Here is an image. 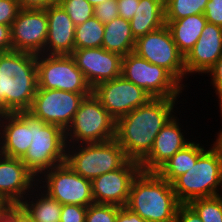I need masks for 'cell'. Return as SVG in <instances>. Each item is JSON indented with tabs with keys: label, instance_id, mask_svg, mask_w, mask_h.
<instances>
[{
	"label": "cell",
	"instance_id": "1",
	"mask_svg": "<svg viewBox=\"0 0 222 222\" xmlns=\"http://www.w3.org/2000/svg\"><path fill=\"white\" fill-rule=\"evenodd\" d=\"M177 100L152 98L116 120L115 140L129 160L140 163L150 153L157 134L174 116Z\"/></svg>",
	"mask_w": 222,
	"mask_h": 222
},
{
	"label": "cell",
	"instance_id": "2",
	"mask_svg": "<svg viewBox=\"0 0 222 222\" xmlns=\"http://www.w3.org/2000/svg\"><path fill=\"white\" fill-rule=\"evenodd\" d=\"M37 89L36 54L0 53V114L29 111Z\"/></svg>",
	"mask_w": 222,
	"mask_h": 222
},
{
	"label": "cell",
	"instance_id": "3",
	"mask_svg": "<svg viewBox=\"0 0 222 222\" xmlns=\"http://www.w3.org/2000/svg\"><path fill=\"white\" fill-rule=\"evenodd\" d=\"M179 205L171 183L156 172L141 171L132 182L126 207L146 222H175Z\"/></svg>",
	"mask_w": 222,
	"mask_h": 222
},
{
	"label": "cell",
	"instance_id": "4",
	"mask_svg": "<svg viewBox=\"0 0 222 222\" xmlns=\"http://www.w3.org/2000/svg\"><path fill=\"white\" fill-rule=\"evenodd\" d=\"M171 185L180 204L221 195L218 190L222 189V158L209 147L195 165L177 177Z\"/></svg>",
	"mask_w": 222,
	"mask_h": 222
},
{
	"label": "cell",
	"instance_id": "5",
	"mask_svg": "<svg viewBox=\"0 0 222 222\" xmlns=\"http://www.w3.org/2000/svg\"><path fill=\"white\" fill-rule=\"evenodd\" d=\"M128 160L123 148L115 139L66 147L65 163L77 174L90 181L121 168Z\"/></svg>",
	"mask_w": 222,
	"mask_h": 222
},
{
	"label": "cell",
	"instance_id": "6",
	"mask_svg": "<svg viewBox=\"0 0 222 222\" xmlns=\"http://www.w3.org/2000/svg\"><path fill=\"white\" fill-rule=\"evenodd\" d=\"M116 121L93 92L84 97L65 131L67 145L102 143L115 139ZM73 142V143H72Z\"/></svg>",
	"mask_w": 222,
	"mask_h": 222
},
{
	"label": "cell",
	"instance_id": "7",
	"mask_svg": "<svg viewBox=\"0 0 222 222\" xmlns=\"http://www.w3.org/2000/svg\"><path fill=\"white\" fill-rule=\"evenodd\" d=\"M66 147L62 128L32 115V144L21 160L38 178L46 170L65 163Z\"/></svg>",
	"mask_w": 222,
	"mask_h": 222
},
{
	"label": "cell",
	"instance_id": "8",
	"mask_svg": "<svg viewBox=\"0 0 222 222\" xmlns=\"http://www.w3.org/2000/svg\"><path fill=\"white\" fill-rule=\"evenodd\" d=\"M122 76L143 88L152 98H177L185 87L168 70L151 64L135 52L123 57Z\"/></svg>",
	"mask_w": 222,
	"mask_h": 222
},
{
	"label": "cell",
	"instance_id": "9",
	"mask_svg": "<svg viewBox=\"0 0 222 222\" xmlns=\"http://www.w3.org/2000/svg\"><path fill=\"white\" fill-rule=\"evenodd\" d=\"M38 89H57L80 94H91L82 71L71 55H37Z\"/></svg>",
	"mask_w": 222,
	"mask_h": 222
},
{
	"label": "cell",
	"instance_id": "10",
	"mask_svg": "<svg viewBox=\"0 0 222 222\" xmlns=\"http://www.w3.org/2000/svg\"><path fill=\"white\" fill-rule=\"evenodd\" d=\"M39 177L38 184H42L40 181L45 183L42 184L44 186L40 185V188H44L43 191L61 205L73 204L88 207L94 203L91 181L77 174L66 163L46 170Z\"/></svg>",
	"mask_w": 222,
	"mask_h": 222
},
{
	"label": "cell",
	"instance_id": "11",
	"mask_svg": "<svg viewBox=\"0 0 222 222\" xmlns=\"http://www.w3.org/2000/svg\"><path fill=\"white\" fill-rule=\"evenodd\" d=\"M151 64L168 70L181 84L186 76L184 56L178 51L172 34L165 24L136 39L134 51Z\"/></svg>",
	"mask_w": 222,
	"mask_h": 222
},
{
	"label": "cell",
	"instance_id": "12",
	"mask_svg": "<svg viewBox=\"0 0 222 222\" xmlns=\"http://www.w3.org/2000/svg\"><path fill=\"white\" fill-rule=\"evenodd\" d=\"M90 94L57 89H37L29 113L47 124L57 125L64 131L70 126L81 101Z\"/></svg>",
	"mask_w": 222,
	"mask_h": 222
},
{
	"label": "cell",
	"instance_id": "13",
	"mask_svg": "<svg viewBox=\"0 0 222 222\" xmlns=\"http://www.w3.org/2000/svg\"><path fill=\"white\" fill-rule=\"evenodd\" d=\"M92 92L115 121L152 99L143 88L122 75L98 84Z\"/></svg>",
	"mask_w": 222,
	"mask_h": 222
},
{
	"label": "cell",
	"instance_id": "14",
	"mask_svg": "<svg viewBox=\"0 0 222 222\" xmlns=\"http://www.w3.org/2000/svg\"><path fill=\"white\" fill-rule=\"evenodd\" d=\"M13 51L45 54L48 18L45 9H21L12 23Z\"/></svg>",
	"mask_w": 222,
	"mask_h": 222
},
{
	"label": "cell",
	"instance_id": "15",
	"mask_svg": "<svg viewBox=\"0 0 222 222\" xmlns=\"http://www.w3.org/2000/svg\"><path fill=\"white\" fill-rule=\"evenodd\" d=\"M139 162L128 160L121 168L91 181L94 203L126 206L133 180L141 172Z\"/></svg>",
	"mask_w": 222,
	"mask_h": 222
},
{
	"label": "cell",
	"instance_id": "16",
	"mask_svg": "<svg viewBox=\"0 0 222 222\" xmlns=\"http://www.w3.org/2000/svg\"><path fill=\"white\" fill-rule=\"evenodd\" d=\"M71 56L92 89L122 75L123 57L103 47L74 49Z\"/></svg>",
	"mask_w": 222,
	"mask_h": 222
},
{
	"label": "cell",
	"instance_id": "17",
	"mask_svg": "<svg viewBox=\"0 0 222 222\" xmlns=\"http://www.w3.org/2000/svg\"><path fill=\"white\" fill-rule=\"evenodd\" d=\"M36 180L38 178L26 167L21 158L0 153V200L8 206H18L32 195H29L30 192L36 191L32 190L33 186L35 188L38 184Z\"/></svg>",
	"mask_w": 222,
	"mask_h": 222
},
{
	"label": "cell",
	"instance_id": "18",
	"mask_svg": "<svg viewBox=\"0 0 222 222\" xmlns=\"http://www.w3.org/2000/svg\"><path fill=\"white\" fill-rule=\"evenodd\" d=\"M3 129V130H2ZM32 144V114H0V153L22 158Z\"/></svg>",
	"mask_w": 222,
	"mask_h": 222
},
{
	"label": "cell",
	"instance_id": "19",
	"mask_svg": "<svg viewBox=\"0 0 222 222\" xmlns=\"http://www.w3.org/2000/svg\"><path fill=\"white\" fill-rule=\"evenodd\" d=\"M222 56V27L207 22L199 39L184 57L187 74L207 73Z\"/></svg>",
	"mask_w": 222,
	"mask_h": 222
},
{
	"label": "cell",
	"instance_id": "20",
	"mask_svg": "<svg viewBox=\"0 0 222 222\" xmlns=\"http://www.w3.org/2000/svg\"><path fill=\"white\" fill-rule=\"evenodd\" d=\"M177 118L174 115L157 134L150 153L139 163L143 172H156L179 150L190 143L181 132Z\"/></svg>",
	"mask_w": 222,
	"mask_h": 222
},
{
	"label": "cell",
	"instance_id": "21",
	"mask_svg": "<svg viewBox=\"0 0 222 222\" xmlns=\"http://www.w3.org/2000/svg\"><path fill=\"white\" fill-rule=\"evenodd\" d=\"M45 10L48 18L45 54L71 55L75 49L76 25L60 4L48 6Z\"/></svg>",
	"mask_w": 222,
	"mask_h": 222
},
{
	"label": "cell",
	"instance_id": "22",
	"mask_svg": "<svg viewBox=\"0 0 222 222\" xmlns=\"http://www.w3.org/2000/svg\"><path fill=\"white\" fill-rule=\"evenodd\" d=\"M165 25V0H140L130 20L135 39Z\"/></svg>",
	"mask_w": 222,
	"mask_h": 222
},
{
	"label": "cell",
	"instance_id": "23",
	"mask_svg": "<svg viewBox=\"0 0 222 222\" xmlns=\"http://www.w3.org/2000/svg\"><path fill=\"white\" fill-rule=\"evenodd\" d=\"M207 20L204 14L190 15L177 20H165L178 51L185 57L202 33Z\"/></svg>",
	"mask_w": 222,
	"mask_h": 222
},
{
	"label": "cell",
	"instance_id": "24",
	"mask_svg": "<svg viewBox=\"0 0 222 222\" xmlns=\"http://www.w3.org/2000/svg\"><path fill=\"white\" fill-rule=\"evenodd\" d=\"M37 187L36 192H41L38 196L37 193L34 195L37 199H34V196L31 201V197L29 200L25 198V201L18 205L24 213L26 222H60L62 205L46 192L41 191L38 184Z\"/></svg>",
	"mask_w": 222,
	"mask_h": 222
},
{
	"label": "cell",
	"instance_id": "25",
	"mask_svg": "<svg viewBox=\"0 0 222 222\" xmlns=\"http://www.w3.org/2000/svg\"><path fill=\"white\" fill-rule=\"evenodd\" d=\"M135 41L130 21L121 17L104 24L102 47L122 57L134 51Z\"/></svg>",
	"mask_w": 222,
	"mask_h": 222
},
{
	"label": "cell",
	"instance_id": "26",
	"mask_svg": "<svg viewBox=\"0 0 222 222\" xmlns=\"http://www.w3.org/2000/svg\"><path fill=\"white\" fill-rule=\"evenodd\" d=\"M199 145L191 141L162 165L156 173L172 183L177 177L188 172L189 168L195 165L197 159L206 151L204 146Z\"/></svg>",
	"mask_w": 222,
	"mask_h": 222
},
{
	"label": "cell",
	"instance_id": "27",
	"mask_svg": "<svg viewBox=\"0 0 222 222\" xmlns=\"http://www.w3.org/2000/svg\"><path fill=\"white\" fill-rule=\"evenodd\" d=\"M103 36L104 24L93 16L76 26L74 36L75 49L102 47Z\"/></svg>",
	"mask_w": 222,
	"mask_h": 222
},
{
	"label": "cell",
	"instance_id": "28",
	"mask_svg": "<svg viewBox=\"0 0 222 222\" xmlns=\"http://www.w3.org/2000/svg\"><path fill=\"white\" fill-rule=\"evenodd\" d=\"M209 0H165V20H177L190 15L204 14Z\"/></svg>",
	"mask_w": 222,
	"mask_h": 222
},
{
	"label": "cell",
	"instance_id": "29",
	"mask_svg": "<svg viewBox=\"0 0 222 222\" xmlns=\"http://www.w3.org/2000/svg\"><path fill=\"white\" fill-rule=\"evenodd\" d=\"M188 205L203 222H222V197L220 195L195 199Z\"/></svg>",
	"mask_w": 222,
	"mask_h": 222
},
{
	"label": "cell",
	"instance_id": "30",
	"mask_svg": "<svg viewBox=\"0 0 222 222\" xmlns=\"http://www.w3.org/2000/svg\"><path fill=\"white\" fill-rule=\"evenodd\" d=\"M59 4L76 26L94 16V7L87 0H61Z\"/></svg>",
	"mask_w": 222,
	"mask_h": 222
},
{
	"label": "cell",
	"instance_id": "31",
	"mask_svg": "<svg viewBox=\"0 0 222 222\" xmlns=\"http://www.w3.org/2000/svg\"><path fill=\"white\" fill-rule=\"evenodd\" d=\"M121 207L93 203L87 207L85 222H116Z\"/></svg>",
	"mask_w": 222,
	"mask_h": 222
},
{
	"label": "cell",
	"instance_id": "32",
	"mask_svg": "<svg viewBox=\"0 0 222 222\" xmlns=\"http://www.w3.org/2000/svg\"><path fill=\"white\" fill-rule=\"evenodd\" d=\"M94 17L103 24L119 17L117 0H106L94 7Z\"/></svg>",
	"mask_w": 222,
	"mask_h": 222
},
{
	"label": "cell",
	"instance_id": "33",
	"mask_svg": "<svg viewBox=\"0 0 222 222\" xmlns=\"http://www.w3.org/2000/svg\"><path fill=\"white\" fill-rule=\"evenodd\" d=\"M20 10L18 0H0V24L12 26Z\"/></svg>",
	"mask_w": 222,
	"mask_h": 222
},
{
	"label": "cell",
	"instance_id": "34",
	"mask_svg": "<svg viewBox=\"0 0 222 222\" xmlns=\"http://www.w3.org/2000/svg\"><path fill=\"white\" fill-rule=\"evenodd\" d=\"M87 207L81 205H62L60 222H85Z\"/></svg>",
	"mask_w": 222,
	"mask_h": 222
},
{
	"label": "cell",
	"instance_id": "35",
	"mask_svg": "<svg viewBox=\"0 0 222 222\" xmlns=\"http://www.w3.org/2000/svg\"><path fill=\"white\" fill-rule=\"evenodd\" d=\"M204 15L207 22L222 27V0H209Z\"/></svg>",
	"mask_w": 222,
	"mask_h": 222
},
{
	"label": "cell",
	"instance_id": "36",
	"mask_svg": "<svg viewBox=\"0 0 222 222\" xmlns=\"http://www.w3.org/2000/svg\"><path fill=\"white\" fill-rule=\"evenodd\" d=\"M209 73V74H208ZM211 75V83L219 98V105L222 104V56L216 61L215 65L207 72Z\"/></svg>",
	"mask_w": 222,
	"mask_h": 222
},
{
	"label": "cell",
	"instance_id": "37",
	"mask_svg": "<svg viewBox=\"0 0 222 222\" xmlns=\"http://www.w3.org/2000/svg\"><path fill=\"white\" fill-rule=\"evenodd\" d=\"M140 0H117L119 17L130 21L136 12Z\"/></svg>",
	"mask_w": 222,
	"mask_h": 222
},
{
	"label": "cell",
	"instance_id": "38",
	"mask_svg": "<svg viewBox=\"0 0 222 222\" xmlns=\"http://www.w3.org/2000/svg\"><path fill=\"white\" fill-rule=\"evenodd\" d=\"M175 222H203V221L188 204H180L177 209Z\"/></svg>",
	"mask_w": 222,
	"mask_h": 222
},
{
	"label": "cell",
	"instance_id": "39",
	"mask_svg": "<svg viewBox=\"0 0 222 222\" xmlns=\"http://www.w3.org/2000/svg\"><path fill=\"white\" fill-rule=\"evenodd\" d=\"M0 222H26L23 211L18 206H8L0 215Z\"/></svg>",
	"mask_w": 222,
	"mask_h": 222
},
{
	"label": "cell",
	"instance_id": "40",
	"mask_svg": "<svg viewBox=\"0 0 222 222\" xmlns=\"http://www.w3.org/2000/svg\"><path fill=\"white\" fill-rule=\"evenodd\" d=\"M60 2L61 0H18L21 9H46Z\"/></svg>",
	"mask_w": 222,
	"mask_h": 222
},
{
	"label": "cell",
	"instance_id": "41",
	"mask_svg": "<svg viewBox=\"0 0 222 222\" xmlns=\"http://www.w3.org/2000/svg\"><path fill=\"white\" fill-rule=\"evenodd\" d=\"M12 50L11 26L0 24V53Z\"/></svg>",
	"mask_w": 222,
	"mask_h": 222
},
{
	"label": "cell",
	"instance_id": "42",
	"mask_svg": "<svg viewBox=\"0 0 222 222\" xmlns=\"http://www.w3.org/2000/svg\"><path fill=\"white\" fill-rule=\"evenodd\" d=\"M116 222H146L138 214L132 212L126 206L121 207L118 210Z\"/></svg>",
	"mask_w": 222,
	"mask_h": 222
},
{
	"label": "cell",
	"instance_id": "43",
	"mask_svg": "<svg viewBox=\"0 0 222 222\" xmlns=\"http://www.w3.org/2000/svg\"><path fill=\"white\" fill-rule=\"evenodd\" d=\"M221 116H222V111H221ZM218 137L216 138L212 148L218 153V155L222 158V129L217 135Z\"/></svg>",
	"mask_w": 222,
	"mask_h": 222
},
{
	"label": "cell",
	"instance_id": "44",
	"mask_svg": "<svg viewBox=\"0 0 222 222\" xmlns=\"http://www.w3.org/2000/svg\"><path fill=\"white\" fill-rule=\"evenodd\" d=\"M93 7L98 6L99 4H101L102 2L106 1V0H87Z\"/></svg>",
	"mask_w": 222,
	"mask_h": 222
},
{
	"label": "cell",
	"instance_id": "45",
	"mask_svg": "<svg viewBox=\"0 0 222 222\" xmlns=\"http://www.w3.org/2000/svg\"><path fill=\"white\" fill-rule=\"evenodd\" d=\"M7 207L8 205L4 201L0 200V215Z\"/></svg>",
	"mask_w": 222,
	"mask_h": 222
}]
</instances>
